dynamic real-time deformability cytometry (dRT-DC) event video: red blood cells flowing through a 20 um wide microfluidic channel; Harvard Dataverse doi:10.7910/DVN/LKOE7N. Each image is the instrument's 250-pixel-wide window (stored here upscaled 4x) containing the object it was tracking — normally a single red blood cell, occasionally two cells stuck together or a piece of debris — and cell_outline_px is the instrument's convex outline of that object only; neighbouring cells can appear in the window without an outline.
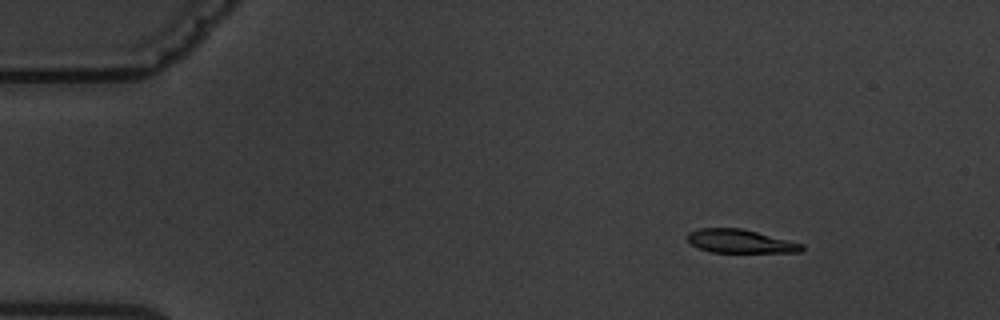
{"species": "common noctule bat (a hibernating species)", "species_latin": "Nyctalus noctula", "temperature_condition": "warm", "stored_images_in_passage": 9, "camera_frame_rate_fps": 3000, "um_per_image_px": 0.085, "animal": {"sex": "male", "body_mass_g": 19.5, "forearm_length_mm": 54.6}, "frame": {"image": 1, "passage_image": 2, "time_ms": 2.0, "image_size_px": [1000, 320], "cell_outline_px": [[804, 248], [800, 252], [712, 252], [688, 244], [684, 236], [688, 232], [700, 228], [740, 228], [804, 244]], "centroid_in_image_um": [62.84, 20.5], "position_along_channel_um": 22.2, "area_um2": 15.66}}
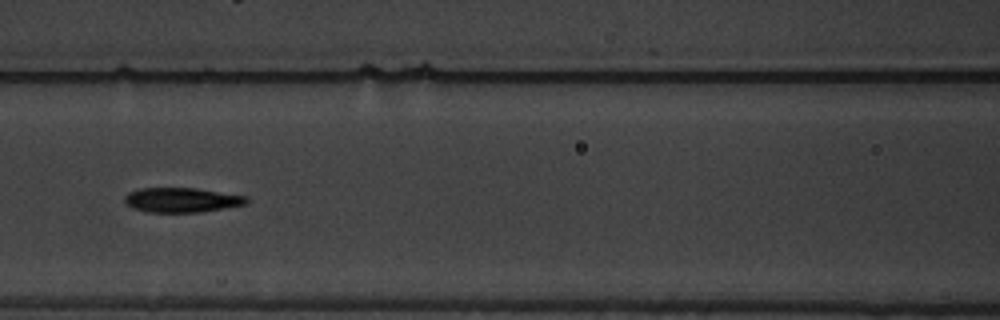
{"frame": {"image": 2, "passage_image": 7, "time_ms": 8.0, "image_size_px": [1000, 320], "cell_outline_px": [[248, 204], [200, 212], [148, 212], [132, 208], [124, 204], [124, 196], [128, 192], [140, 188], [196, 188], [248, 196]], "centroid_in_image_um": [15.43, 16.99], "position_along_channel_um": 151.2, "area_um2": 17.69}}
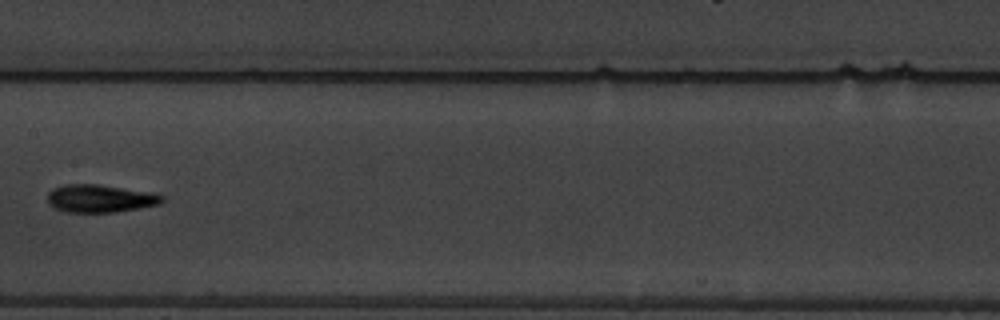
{"frame": {"image": 3, "passage_image": 8, "time_ms": 9.333, "image_size_px": [1000, 320], "cell_outline_px": [[164, 200], [160, 204], [116, 212], [68, 212], [56, 208], [48, 204], [48, 192], [52, 188], [64, 184], [96, 184], [152, 192], [164, 196]], "centroid_in_image_um": [8.5, 16.86], "position_along_channel_um": 198.9, "area_um2": 18.55}}